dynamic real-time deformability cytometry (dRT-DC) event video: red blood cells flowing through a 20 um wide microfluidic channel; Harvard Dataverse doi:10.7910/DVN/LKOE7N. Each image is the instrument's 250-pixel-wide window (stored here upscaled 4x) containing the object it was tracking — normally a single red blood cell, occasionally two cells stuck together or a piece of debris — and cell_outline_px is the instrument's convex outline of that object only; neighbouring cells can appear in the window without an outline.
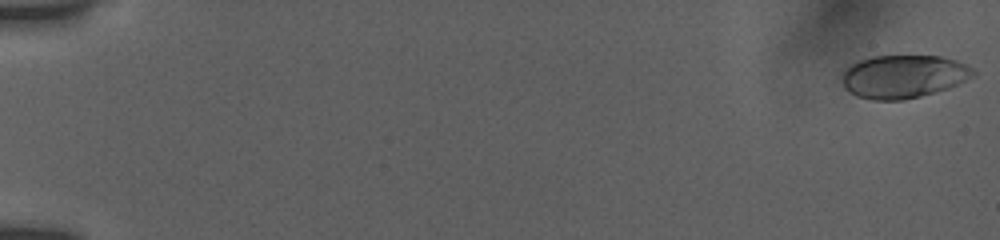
{"species": "human", "species_latin": "Homo sapiens", "temperature_condition": "room temperature", "stored_images_in_passage": 56, "camera_frame_rate_fps": 3000, "um_per_image_px": 0.085, "donor": {"sex": "female"}, "frame": {"image": 1, "passage_image": 2, "time_ms": 0.333, "image_size_px": [1000, 240], "cell_outline_px": [[964, 68], [952, 84], [944, 88], [916, 96], [900, 100], [876, 100], [860, 96], [852, 92], [844, 84], [844, 72], [848, 68], [864, 60], [876, 56], [936, 56], [952, 60], [960, 64]], "centroid_in_image_um": [76.55, 6.5], "position_along_channel_um": 8.4, "area_um2": 29.77}}
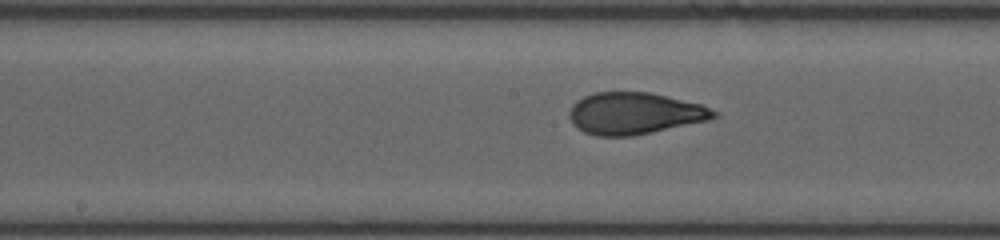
{"frame": {"image": 2, "passage_image": 31, "time_ms": 10.0, "image_size_px": [1000, 240], "cell_outline_px": [[716, 116], [704, 120], [648, 132], [628, 136], [600, 136], [584, 132], [572, 120], [572, 108], [584, 96], [596, 92], [648, 92], [700, 104], [716, 112]], "centroid_in_image_um": [53.92, 9.62], "position_along_channel_um": 194.3, "area_um2": 33.64}}
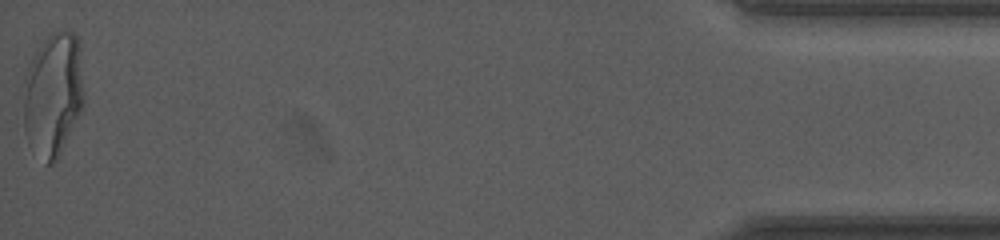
{"frame": {"image": 3, "passage_image": 56, "time_ms": 18.333, "image_size_px": [1000, 240], "cell_outline_px": [[80, 108], [52, 160], [48, 164], [28, 96], [28, 84], [32, 72], [40, 56], [48, 44], [56, 36], [64, 32], [76, 36], [80, 92]], "centroid_in_image_um": [4.72, 7.79], "position_along_channel_um": 430.5, "area_um2": 32.66}, "authors_computed_cell_mechanics": {"area_um2": 33.0905, "velocity_mm_per_s": 3.8603, "shape_relaxation_time_tau1_ms": 3.5237, "shape_relaxation_time_tau2_ms": 0.6253, "deformation_change_tau1": 0.1877, "deformation_change_tau2": 0.0692}}